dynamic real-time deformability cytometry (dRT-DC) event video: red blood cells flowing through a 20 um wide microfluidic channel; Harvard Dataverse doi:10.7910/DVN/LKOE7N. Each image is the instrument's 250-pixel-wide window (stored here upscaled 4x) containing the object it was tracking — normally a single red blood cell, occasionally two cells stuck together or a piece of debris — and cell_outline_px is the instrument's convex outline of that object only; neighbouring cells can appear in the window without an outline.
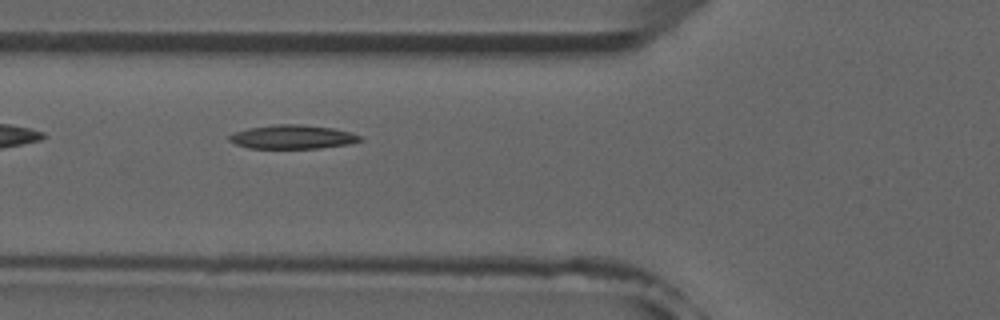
{"species": "common noctule bat (a hibernating species)", "species_latin": "Nyctalus noctula", "temperature_condition": "room temperature", "stored_images_in_passage": 6, "camera_frame_rate_fps": 3000, "um_per_image_px": 0.085, "animal": {"sex": "male", "forearm_length_mm": 52.5}, "frame": {"image": 1, "passage_image": 6, "time_ms": 6.0, "image_size_px": [1000, 320], "cell_outline_px": [[364, 140], [348, 144], [320, 148], [248, 148], [236, 144], [228, 140], [228, 136], [232, 132], [248, 128], [272, 124], [300, 124], [332, 128], [348, 132], [360, 136]], "centroid_in_image_um": [24.81, 11.63], "position_along_channel_um": 101.0, "area_um2": 18.21}}